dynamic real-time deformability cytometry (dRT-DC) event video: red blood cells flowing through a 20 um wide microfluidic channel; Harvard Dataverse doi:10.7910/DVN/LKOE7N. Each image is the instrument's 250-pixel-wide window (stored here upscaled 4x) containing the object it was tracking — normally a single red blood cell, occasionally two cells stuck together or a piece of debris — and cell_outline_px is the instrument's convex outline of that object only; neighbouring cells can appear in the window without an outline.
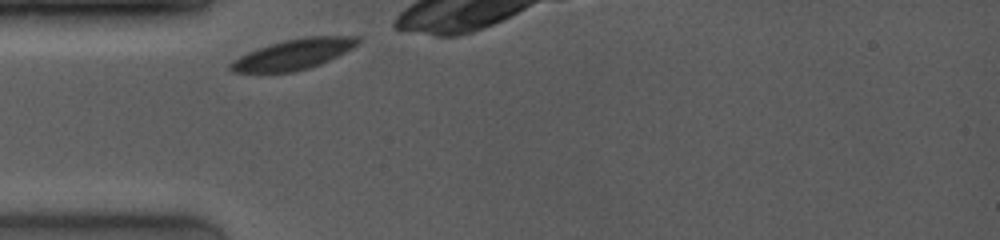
{"species": "common noctule bat (a hibernating species)", "species_latin": "Nyctalus noctula", "temperature_condition": "room temperature", "stored_images_in_passage": 43, "camera_frame_rate_fps": 4000, "um_per_image_px": 0.085, "animal": {"sex": "female", "body_mass_g": 19.0, "forearm_length_mm": 53.3}, "frame": {"image": 1, "passage_image": 1, "time_ms": 0.0, "image_size_px": [1000, 240], "cell_outline_px": [[360, 40], [352, 48], [320, 64], [308, 68], [292, 72], [232, 72], [228, 68], [228, 64], [232, 60], [248, 52], [268, 44], [284, 40], [304, 36], [360, 36]], "centroid_in_image_um": [24.91, 4.61], "position_along_channel_um": 60.1, "area_um2": 22.43}}
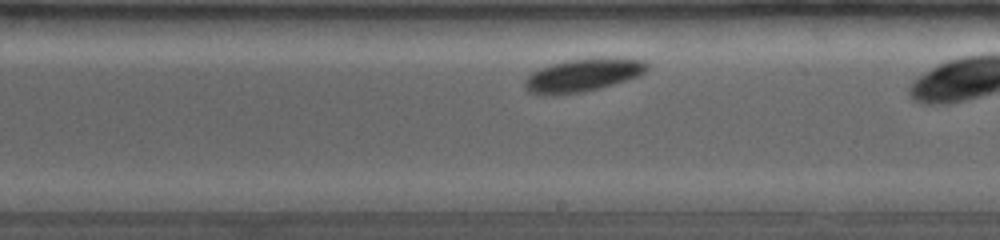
{"frame": {"image": 2, "passage_image": 24, "time_ms": 4.75, "image_size_px": [1000, 240], "cell_outline_px": [[652, 68], [640, 76], [628, 80], [600, 88], [584, 92], [556, 96], [536, 96], [528, 92], [524, 88], [524, 80], [532, 72], [540, 68], [564, 60], [648, 60], [652, 64]], "centroid_in_image_um": [49.51, 6.46], "position_along_channel_um": 239.5, "area_um2": 23.58}}
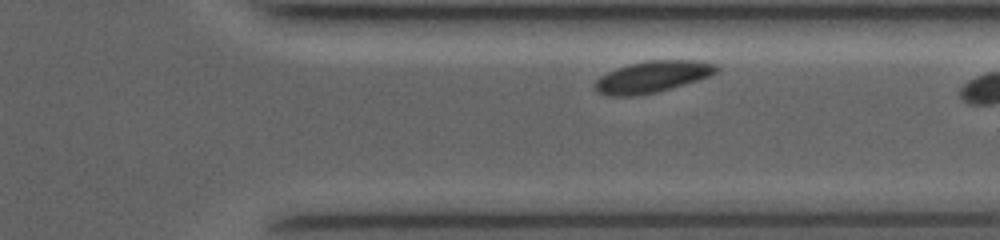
{"frame": {"image": 3, "passage_image": 37, "time_ms": 7.75, "image_size_px": [1000, 240], "cell_outline_px": [[720, 68], [716, 72], [708, 76], [684, 84], [656, 92], [640, 96], [608, 96], [596, 92], [596, 80], [600, 76], [608, 72], [628, 64], [648, 60], [700, 60], [716, 64]], "centroid_in_image_um": [55.45, 6.52], "position_along_channel_um": 356.0, "area_um2": 22.25}}